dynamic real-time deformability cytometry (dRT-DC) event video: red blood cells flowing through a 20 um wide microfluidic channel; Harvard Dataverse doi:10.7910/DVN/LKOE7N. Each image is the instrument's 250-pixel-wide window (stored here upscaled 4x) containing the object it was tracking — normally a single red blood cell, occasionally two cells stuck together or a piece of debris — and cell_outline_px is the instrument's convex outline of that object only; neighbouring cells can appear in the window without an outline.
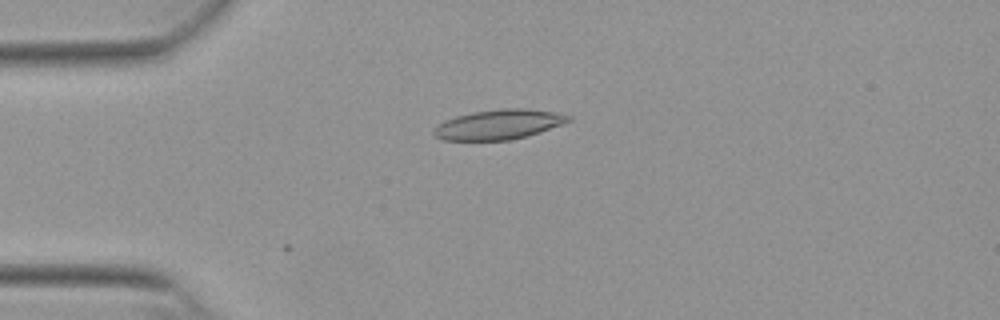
{"species": "Egyptian fruit bat (a non-hibernating species)", "species_latin": "Rousettus aegyptiacus", "temperature_condition": "warm", "stored_images_in_passage": 13, "camera_frame_rate_fps": 3000, "um_per_image_px": 0.085, "animal": {"sex": "female"}, "frame": {"image": 1, "passage_image": 13, "time_ms": 4.0, "image_size_px": [1000, 320], "cell_outline_px": [[572, 120], [540, 132], [528, 136], [508, 140], [444, 140], [436, 136], [432, 132], [444, 120], [456, 116], [472, 112], [500, 108], [528, 108], [556, 112], [572, 116]], "centroid_in_image_um": [42.43, 10.57], "position_along_channel_um": 42.6, "area_um2": 23.41}}